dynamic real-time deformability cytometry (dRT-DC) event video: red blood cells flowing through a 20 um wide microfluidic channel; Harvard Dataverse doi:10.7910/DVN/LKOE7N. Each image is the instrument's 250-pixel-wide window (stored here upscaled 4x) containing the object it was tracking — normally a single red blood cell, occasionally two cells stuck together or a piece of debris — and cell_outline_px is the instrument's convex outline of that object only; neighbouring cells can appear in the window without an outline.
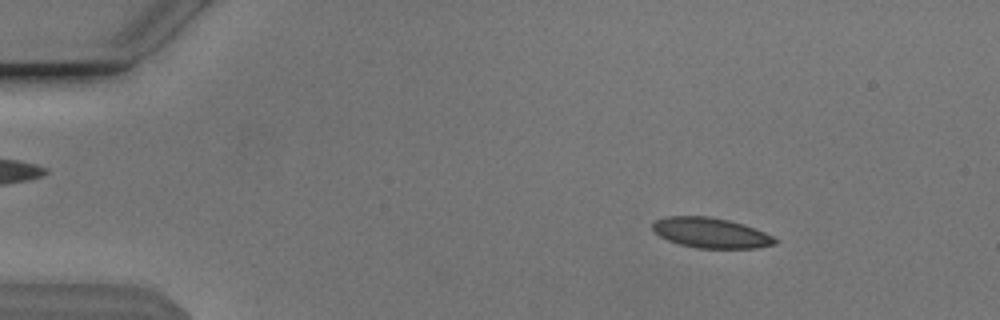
{"species": "Egyptian fruit bat (a non-hibernating species)", "species_latin": "Rousettus aegyptiacus", "temperature_condition": "cold", "stored_images_in_passage": 47, "camera_frame_rate_fps": 3000, "um_per_image_px": 0.085, "animal": {"sex": "male"}, "frame": {"image": 1, "passage_image": 2, "time_ms": 0.333, "image_size_px": [1000, 320], "cell_outline_px": [[780, 240], [776, 244], [756, 248], [696, 248], [680, 244], [668, 240], [660, 236], [652, 228], [652, 224], [656, 220], [668, 216], [708, 216], [728, 220], [744, 224], [764, 232]], "centroid_in_image_um": [60.45, 19.79], "position_along_channel_um": 24.6, "area_um2": 21.5}}
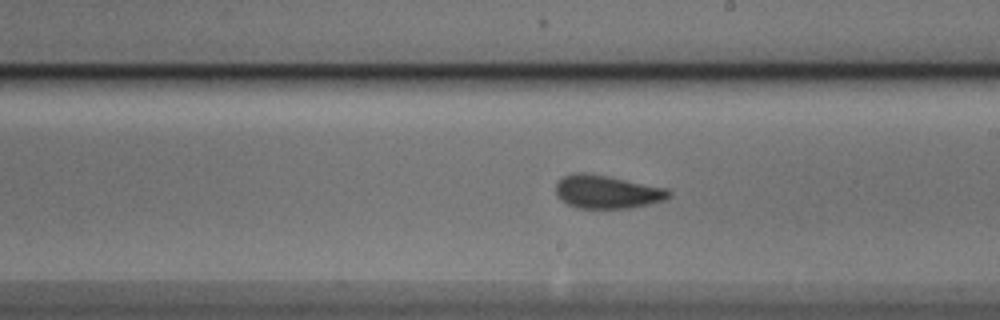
{"frame": {"image": 2, "passage_image": 25, "time_ms": 8.0, "image_size_px": [1000, 320], "cell_outline_px": [[672, 196], [664, 200], [648, 204], [628, 208], [576, 208], [568, 204], [556, 196], [556, 180], [572, 172], [584, 172], [608, 176], [668, 188], [672, 192]], "centroid_in_image_um": [51.59, 16.29], "position_along_channel_um": 237.4, "area_um2": 22.14}}
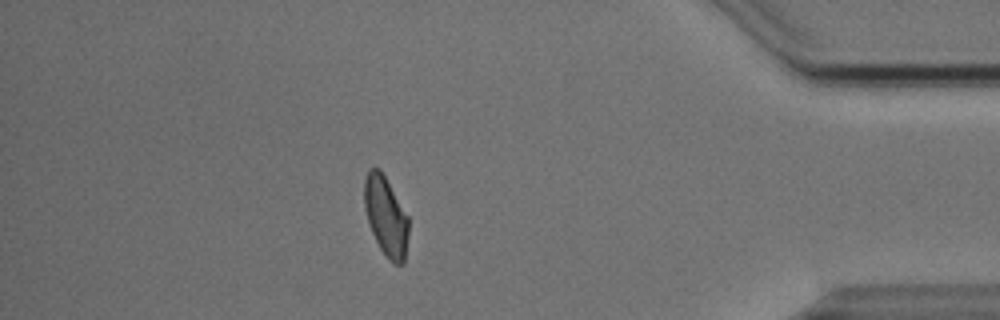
{"frame": {"image": 3, "passage_image": 41, "time_ms": 13.333, "image_size_px": [1000, 320], "cell_outline_px": [[408, 232], [404, 264], [392, 264], [388, 260], [380, 248], [372, 232], [364, 208], [364, 180], [368, 168], [380, 168], [408, 216]], "centroid_in_image_um": [32.79, 18.38], "position_along_channel_um": 402.4, "area_um2": 20.46}, "authors_computed_cell_mechanics": {"area_um2": 21.7328, "velocity_mm_per_s": 3.824, "shape_relaxation_time_tau1_ms": 6.4228, "shape_relaxation_time_tau2_ms": 1.1353, "deformation_change_tau1": 0.1484, "deformation_change_tau2": 0.0683}}